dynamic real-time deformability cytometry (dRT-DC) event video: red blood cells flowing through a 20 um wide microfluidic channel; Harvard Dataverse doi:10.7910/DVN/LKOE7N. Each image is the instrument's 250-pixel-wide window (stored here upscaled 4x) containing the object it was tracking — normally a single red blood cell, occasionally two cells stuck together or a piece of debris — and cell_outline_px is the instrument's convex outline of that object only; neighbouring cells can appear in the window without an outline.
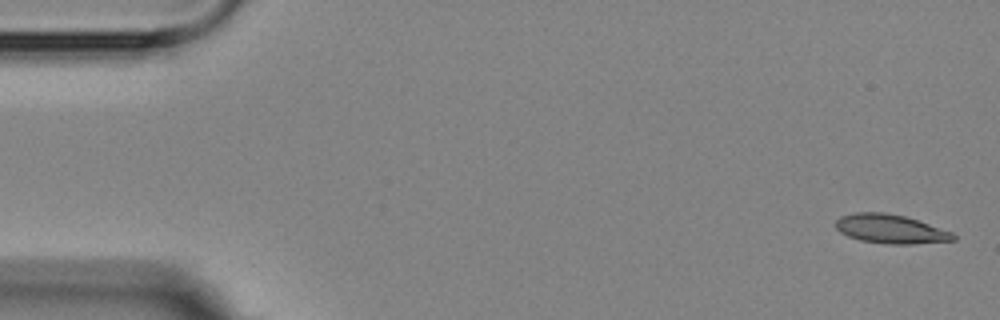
{"species": "Egyptian fruit bat (a non-hibernating species)", "species_latin": "Rousettus aegyptiacus", "temperature_condition": "room temperature", "stored_images_in_passage": 4, "camera_frame_rate_fps": 3000, "um_per_image_px": 0.085, "animal": {"sex": "female"}, "frame": {"image": 1, "passage_image": 1, "time_ms": 0.0, "image_size_px": [1000, 320], "cell_outline_px": [[956, 240], [912, 244], [888, 244], [860, 240], [848, 236], [840, 232], [836, 228], [836, 220], [840, 216], [856, 212], [884, 212], [904, 216], [952, 232], [956, 236]], "centroid_in_image_um": [75.67, 19.46], "position_along_channel_um": 9.3, "area_um2": 19.71}}
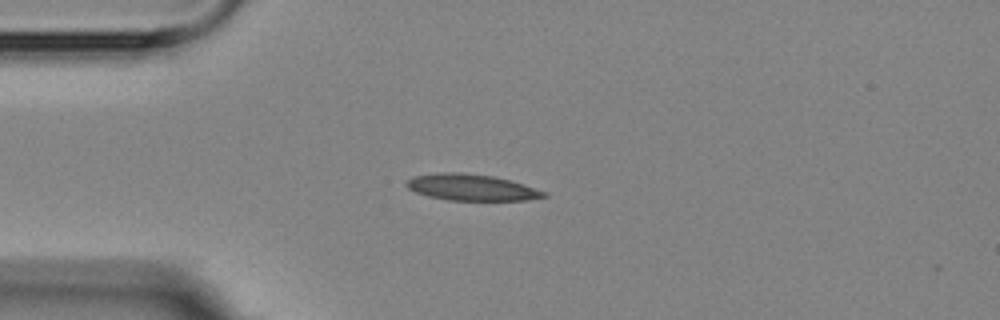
{"frame": {"image": 2, "passage_image": 4, "time_ms": 4.0, "image_size_px": [1000, 320], "cell_outline_px": [[548, 196], [528, 200], [448, 200], [428, 196], [416, 192], [408, 188], [404, 184], [412, 176], [444, 172], [460, 172], [492, 176], [508, 180], [544, 192]], "centroid_in_image_um": [40.0, 15.93], "position_along_channel_um": 45.0, "area_um2": 20.69}}